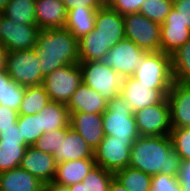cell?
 Segmentation results:
<instances>
[{"mask_svg":"<svg viewBox=\"0 0 190 191\" xmlns=\"http://www.w3.org/2000/svg\"><path fill=\"white\" fill-rule=\"evenodd\" d=\"M114 173L95 165L81 183L70 185L69 191H109Z\"/></svg>","mask_w":190,"mask_h":191,"instance_id":"4316f807","label":"cell"},{"mask_svg":"<svg viewBox=\"0 0 190 191\" xmlns=\"http://www.w3.org/2000/svg\"><path fill=\"white\" fill-rule=\"evenodd\" d=\"M114 176L128 191H151L152 176L138 169L127 166Z\"/></svg>","mask_w":190,"mask_h":191,"instance_id":"f546056e","label":"cell"},{"mask_svg":"<svg viewBox=\"0 0 190 191\" xmlns=\"http://www.w3.org/2000/svg\"><path fill=\"white\" fill-rule=\"evenodd\" d=\"M134 116L140 136H166L171 133L170 105L167 97L159 104L134 112Z\"/></svg>","mask_w":190,"mask_h":191,"instance_id":"30bf717a","label":"cell"},{"mask_svg":"<svg viewBox=\"0 0 190 191\" xmlns=\"http://www.w3.org/2000/svg\"><path fill=\"white\" fill-rule=\"evenodd\" d=\"M183 191H190V186H181Z\"/></svg>","mask_w":190,"mask_h":191,"instance_id":"681fc988","label":"cell"},{"mask_svg":"<svg viewBox=\"0 0 190 191\" xmlns=\"http://www.w3.org/2000/svg\"><path fill=\"white\" fill-rule=\"evenodd\" d=\"M2 11H0V24H1V18H2Z\"/></svg>","mask_w":190,"mask_h":191,"instance_id":"f907efd6","label":"cell"},{"mask_svg":"<svg viewBox=\"0 0 190 191\" xmlns=\"http://www.w3.org/2000/svg\"><path fill=\"white\" fill-rule=\"evenodd\" d=\"M18 116L19 114L17 111L0 105V132L12 127L13 124H16Z\"/></svg>","mask_w":190,"mask_h":191,"instance_id":"ab89813d","label":"cell"},{"mask_svg":"<svg viewBox=\"0 0 190 191\" xmlns=\"http://www.w3.org/2000/svg\"><path fill=\"white\" fill-rule=\"evenodd\" d=\"M181 162L170 135L139 136L131 147L128 166L151 176L161 173L177 177Z\"/></svg>","mask_w":190,"mask_h":191,"instance_id":"6da1fadb","label":"cell"},{"mask_svg":"<svg viewBox=\"0 0 190 191\" xmlns=\"http://www.w3.org/2000/svg\"><path fill=\"white\" fill-rule=\"evenodd\" d=\"M35 49L44 78L57 68L79 63L78 40L66 28L40 29Z\"/></svg>","mask_w":190,"mask_h":191,"instance_id":"7a4b0ae2","label":"cell"},{"mask_svg":"<svg viewBox=\"0 0 190 191\" xmlns=\"http://www.w3.org/2000/svg\"><path fill=\"white\" fill-rule=\"evenodd\" d=\"M39 113L43 133L69 126L70 113L66 104L50 100Z\"/></svg>","mask_w":190,"mask_h":191,"instance_id":"d4e9b609","label":"cell"},{"mask_svg":"<svg viewBox=\"0 0 190 191\" xmlns=\"http://www.w3.org/2000/svg\"><path fill=\"white\" fill-rule=\"evenodd\" d=\"M94 29L104 45L111 49L125 38L124 17L105 3L97 10Z\"/></svg>","mask_w":190,"mask_h":191,"instance_id":"5bb4252c","label":"cell"},{"mask_svg":"<svg viewBox=\"0 0 190 191\" xmlns=\"http://www.w3.org/2000/svg\"><path fill=\"white\" fill-rule=\"evenodd\" d=\"M8 50L0 43V70L6 67V57Z\"/></svg>","mask_w":190,"mask_h":191,"instance_id":"f6af8a7d","label":"cell"},{"mask_svg":"<svg viewBox=\"0 0 190 191\" xmlns=\"http://www.w3.org/2000/svg\"><path fill=\"white\" fill-rule=\"evenodd\" d=\"M78 46L79 62L101 61L110 50L104 45L103 40L95 29L79 39Z\"/></svg>","mask_w":190,"mask_h":191,"instance_id":"f1b7e54d","label":"cell"},{"mask_svg":"<svg viewBox=\"0 0 190 191\" xmlns=\"http://www.w3.org/2000/svg\"><path fill=\"white\" fill-rule=\"evenodd\" d=\"M35 16L39 29L65 28L67 10L62 0H37Z\"/></svg>","mask_w":190,"mask_h":191,"instance_id":"44dd1931","label":"cell"},{"mask_svg":"<svg viewBox=\"0 0 190 191\" xmlns=\"http://www.w3.org/2000/svg\"><path fill=\"white\" fill-rule=\"evenodd\" d=\"M132 145L130 139H114V136L105 135L94 150L96 165L114 174L126 168L129 165Z\"/></svg>","mask_w":190,"mask_h":191,"instance_id":"8fae6325","label":"cell"},{"mask_svg":"<svg viewBox=\"0 0 190 191\" xmlns=\"http://www.w3.org/2000/svg\"><path fill=\"white\" fill-rule=\"evenodd\" d=\"M133 77L145 85H172L171 55L162 51L146 52Z\"/></svg>","mask_w":190,"mask_h":191,"instance_id":"9c48e42d","label":"cell"},{"mask_svg":"<svg viewBox=\"0 0 190 191\" xmlns=\"http://www.w3.org/2000/svg\"><path fill=\"white\" fill-rule=\"evenodd\" d=\"M170 137L173 149L180 156L181 161L190 160V128H172Z\"/></svg>","mask_w":190,"mask_h":191,"instance_id":"d590c367","label":"cell"},{"mask_svg":"<svg viewBox=\"0 0 190 191\" xmlns=\"http://www.w3.org/2000/svg\"><path fill=\"white\" fill-rule=\"evenodd\" d=\"M95 165L94 158L57 163L56 175L52 183L62 187L81 183Z\"/></svg>","mask_w":190,"mask_h":191,"instance_id":"7402d4cb","label":"cell"},{"mask_svg":"<svg viewBox=\"0 0 190 191\" xmlns=\"http://www.w3.org/2000/svg\"><path fill=\"white\" fill-rule=\"evenodd\" d=\"M177 180L180 186H190V160L181 162Z\"/></svg>","mask_w":190,"mask_h":191,"instance_id":"ee69618b","label":"cell"},{"mask_svg":"<svg viewBox=\"0 0 190 191\" xmlns=\"http://www.w3.org/2000/svg\"><path fill=\"white\" fill-rule=\"evenodd\" d=\"M82 83L96 90L104 99L110 101L120 94L123 77L102 61L79 62Z\"/></svg>","mask_w":190,"mask_h":191,"instance_id":"277c9868","label":"cell"},{"mask_svg":"<svg viewBox=\"0 0 190 191\" xmlns=\"http://www.w3.org/2000/svg\"><path fill=\"white\" fill-rule=\"evenodd\" d=\"M17 125L25 141L30 146H32L43 134L40 113L35 115H19Z\"/></svg>","mask_w":190,"mask_h":191,"instance_id":"836d02e7","label":"cell"},{"mask_svg":"<svg viewBox=\"0 0 190 191\" xmlns=\"http://www.w3.org/2000/svg\"><path fill=\"white\" fill-rule=\"evenodd\" d=\"M66 106L69 113L88 112L102 114L107 109L108 101L96 90L81 83L70 97Z\"/></svg>","mask_w":190,"mask_h":191,"instance_id":"ffe728a7","label":"cell"},{"mask_svg":"<svg viewBox=\"0 0 190 191\" xmlns=\"http://www.w3.org/2000/svg\"><path fill=\"white\" fill-rule=\"evenodd\" d=\"M0 140L20 141V143L24 145L26 148L30 146L22 136V133L20 132L17 123L13 124L12 127L4 129V131H1Z\"/></svg>","mask_w":190,"mask_h":191,"instance_id":"b9f144b4","label":"cell"},{"mask_svg":"<svg viewBox=\"0 0 190 191\" xmlns=\"http://www.w3.org/2000/svg\"><path fill=\"white\" fill-rule=\"evenodd\" d=\"M172 8L173 0H145L139 13L161 25Z\"/></svg>","mask_w":190,"mask_h":191,"instance_id":"e575fe53","label":"cell"},{"mask_svg":"<svg viewBox=\"0 0 190 191\" xmlns=\"http://www.w3.org/2000/svg\"><path fill=\"white\" fill-rule=\"evenodd\" d=\"M145 0H105V3L121 15L139 13Z\"/></svg>","mask_w":190,"mask_h":191,"instance_id":"f35d334b","label":"cell"},{"mask_svg":"<svg viewBox=\"0 0 190 191\" xmlns=\"http://www.w3.org/2000/svg\"><path fill=\"white\" fill-rule=\"evenodd\" d=\"M167 99L172 128H190V84L174 81Z\"/></svg>","mask_w":190,"mask_h":191,"instance_id":"e0dca14e","label":"cell"},{"mask_svg":"<svg viewBox=\"0 0 190 191\" xmlns=\"http://www.w3.org/2000/svg\"><path fill=\"white\" fill-rule=\"evenodd\" d=\"M49 101V95L42 85L25 87V93L18 114L35 115L39 113Z\"/></svg>","mask_w":190,"mask_h":191,"instance_id":"4dcf8cb0","label":"cell"},{"mask_svg":"<svg viewBox=\"0 0 190 191\" xmlns=\"http://www.w3.org/2000/svg\"><path fill=\"white\" fill-rule=\"evenodd\" d=\"M44 188L46 191H69L67 187L58 186L54 183L46 184Z\"/></svg>","mask_w":190,"mask_h":191,"instance_id":"7dc6e473","label":"cell"},{"mask_svg":"<svg viewBox=\"0 0 190 191\" xmlns=\"http://www.w3.org/2000/svg\"><path fill=\"white\" fill-rule=\"evenodd\" d=\"M123 17L126 39L146 52L160 51V24L140 13H129Z\"/></svg>","mask_w":190,"mask_h":191,"instance_id":"52a82bcc","label":"cell"},{"mask_svg":"<svg viewBox=\"0 0 190 191\" xmlns=\"http://www.w3.org/2000/svg\"><path fill=\"white\" fill-rule=\"evenodd\" d=\"M81 83L82 71L75 63L55 69L43 79L42 86L51 101L67 104Z\"/></svg>","mask_w":190,"mask_h":191,"instance_id":"8992f818","label":"cell"},{"mask_svg":"<svg viewBox=\"0 0 190 191\" xmlns=\"http://www.w3.org/2000/svg\"><path fill=\"white\" fill-rule=\"evenodd\" d=\"M172 85H145L133 76L124 77L120 95L128 103L133 112L144 107L161 103Z\"/></svg>","mask_w":190,"mask_h":191,"instance_id":"ba28073f","label":"cell"},{"mask_svg":"<svg viewBox=\"0 0 190 191\" xmlns=\"http://www.w3.org/2000/svg\"><path fill=\"white\" fill-rule=\"evenodd\" d=\"M67 11L72 8H93L98 10L105 4V0H62Z\"/></svg>","mask_w":190,"mask_h":191,"instance_id":"60d3db41","label":"cell"},{"mask_svg":"<svg viewBox=\"0 0 190 191\" xmlns=\"http://www.w3.org/2000/svg\"><path fill=\"white\" fill-rule=\"evenodd\" d=\"M36 49L9 51L6 57V72L17 84L24 87L42 85L44 77L39 68Z\"/></svg>","mask_w":190,"mask_h":191,"instance_id":"5b68a950","label":"cell"},{"mask_svg":"<svg viewBox=\"0 0 190 191\" xmlns=\"http://www.w3.org/2000/svg\"><path fill=\"white\" fill-rule=\"evenodd\" d=\"M146 53L129 39H122L115 44L101 60L105 65L114 69L120 76L130 77L143 62Z\"/></svg>","mask_w":190,"mask_h":191,"instance_id":"7c38bea8","label":"cell"},{"mask_svg":"<svg viewBox=\"0 0 190 191\" xmlns=\"http://www.w3.org/2000/svg\"><path fill=\"white\" fill-rule=\"evenodd\" d=\"M25 151L20 141L0 140V172L19 167Z\"/></svg>","mask_w":190,"mask_h":191,"instance_id":"1f68e13d","label":"cell"},{"mask_svg":"<svg viewBox=\"0 0 190 191\" xmlns=\"http://www.w3.org/2000/svg\"><path fill=\"white\" fill-rule=\"evenodd\" d=\"M69 125L82 136L93 151L105 137L102 114L70 113Z\"/></svg>","mask_w":190,"mask_h":191,"instance_id":"ac0fdd59","label":"cell"},{"mask_svg":"<svg viewBox=\"0 0 190 191\" xmlns=\"http://www.w3.org/2000/svg\"><path fill=\"white\" fill-rule=\"evenodd\" d=\"M39 30L37 25H17L2 15L0 43L8 52L34 49Z\"/></svg>","mask_w":190,"mask_h":191,"instance_id":"4fadbf2b","label":"cell"},{"mask_svg":"<svg viewBox=\"0 0 190 191\" xmlns=\"http://www.w3.org/2000/svg\"><path fill=\"white\" fill-rule=\"evenodd\" d=\"M173 8L178 11L182 22L190 29V0H173Z\"/></svg>","mask_w":190,"mask_h":191,"instance_id":"7bdbcfd3","label":"cell"},{"mask_svg":"<svg viewBox=\"0 0 190 191\" xmlns=\"http://www.w3.org/2000/svg\"><path fill=\"white\" fill-rule=\"evenodd\" d=\"M42 183L50 184L55 179L57 163L54 156L28 146L20 165Z\"/></svg>","mask_w":190,"mask_h":191,"instance_id":"2e32d148","label":"cell"},{"mask_svg":"<svg viewBox=\"0 0 190 191\" xmlns=\"http://www.w3.org/2000/svg\"><path fill=\"white\" fill-rule=\"evenodd\" d=\"M151 191H183L177 177L165 174H156L152 176Z\"/></svg>","mask_w":190,"mask_h":191,"instance_id":"74e56055","label":"cell"},{"mask_svg":"<svg viewBox=\"0 0 190 191\" xmlns=\"http://www.w3.org/2000/svg\"><path fill=\"white\" fill-rule=\"evenodd\" d=\"M2 14L17 25H36L35 2L31 0H9Z\"/></svg>","mask_w":190,"mask_h":191,"instance_id":"83f0119b","label":"cell"},{"mask_svg":"<svg viewBox=\"0 0 190 191\" xmlns=\"http://www.w3.org/2000/svg\"><path fill=\"white\" fill-rule=\"evenodd\" d=\"M174 81L190 84V39L171 54Z\"/></svg>","mask_w":190,"mask_h":191,"instance_id":"d6a6232c","label":"cell"},{"mask_svg":"<svg viewBox=\"0 0 190 191\" xmlns=\"http://www.w3.org/2000/svg\"><path fill=\"white\" fill-rule=\"evenodd\" d=\"M25 87L17 84L6 69L0 70V105L6 106L18 112L23 96Z\"/></svg>","mask_w":190,"mask_h":191,"instance_id":"484cf974","label":"cell"},{"mask_svg":"<svg viewBox=\"0 0 190 191\" xmlns=\"http://www.w3.org/2000/svg\"><path fill=\"white\" fill-rule=\"evenodd\" d=\"M8 3L9 0H0V11H3Z\"/></svg>","mask_w":190,"mask_h":191,"instance_id":"c3c4849f","label":"cell"},{"mask_svg":"<svg viewBox=\"0 0 190 191\" xmlns=\"http://www.w3.org/2000/svg\"><path fill=\"white\" fill-rule=\"evenodd\" d=\"M65 134L66 128L43 133L32 146L38 150L52 155L55 149L59 147L61 139L65 138Z\"/></svg>","mask_w":190,"mask_h":191,"instance_id":"8d00e7d4","label":"cell"},{"mask_svg":"<svg viewBox=\"0 0 190 191\" xmlns=\"http://www.w3.org/2000/svg\"><path fill=\"white\" fill-rule=\"evenodd\" d=\"M109 191H128L123 185L114 177L109 187Z\"/></svg>","mask_w":190,"mask_h":191,"instance_id":"bcb514c9","label":"cell"},{"mask_svg":"<svg viewBox=\"0 0 190 191\" xmlns=\"http://www.w3.org/2000/svg\"><path fill=\"white\" fill-rule=\"evenodd\" d=\"M96 14L93 8H72L67 11L65 28L79 40L94 29Z\"/></svg>","mask_w":190,"mask_h":191,"instance_id":"cb8c5ba5","label":"cell"},{"mask_svg":"<svg viewBox=\"0 0 190 191\" xmlns=\"http://www.w3.org/2000/svg\"><path fill=\"white\" fill-rule=\"evenodd\" d=\"M102 118L104 135L114 136V139H130L133 143L140 136L134 112L120 94L108 101Z\"/></svg>","mask_w":190,"mask_h":191,"instance_id":"3957f363","label":"cell"},{"mask_svg":"<svg viewBox=\"0 0 190 191\" xmlns=\"http://www.w3.org/2000/svg\"><path fill=\"white\" fill-rule=\"evenodd\" d=\"M55 162L74 161L94 158L93 149L86 143L82 136L70 125L66 128L65 138L61 139L59 147L52 154Z\"/></svg>","mask_w":190,"mask_h":191,"instance_id":"d6986e66","label":"cell"},{"mask_svg":"<svg viewBox=\"0 0 190 191\" xmlns=\"http://www.w3.org/2000/svg\"><path fill=\"white\" fill-rule=\"evenodd\" d=\"M44 187V183L21 166L0 172V191H41Z\"/></svg>","mask_w":190,"mask_h":191,"instance_id":"603a6c76","label":"cell"},{"mask_svg":"<svg viewBox=\"0 0 190 191\" xmlns=\"http://www.w3.org/2000/svg\"><path fill=\"white\" fill-rule=\"evenodd\" d=\"M190 39V29L182 22L174 8L166 16L160 28V51L173 54Z\"/></svg>","mask_w":190,"mask_h":191,"instance_id":"9a60e30c","label":"cell"}]
</instances>
